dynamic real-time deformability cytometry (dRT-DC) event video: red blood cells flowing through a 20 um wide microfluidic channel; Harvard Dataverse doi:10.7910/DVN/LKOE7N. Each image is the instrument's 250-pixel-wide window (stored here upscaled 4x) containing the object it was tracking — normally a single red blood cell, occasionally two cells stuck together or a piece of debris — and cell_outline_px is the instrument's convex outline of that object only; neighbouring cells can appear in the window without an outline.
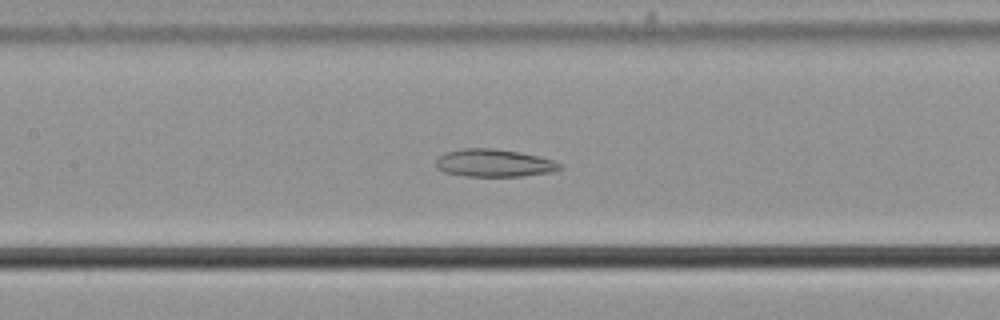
{"species": "common noctule bat (a hibernating species)", "species_latin": "Nyctalus noctula", "temperature_condition": "cold", "stored_images_in_passage": 52, "camera_frame_rate_fps": 3000, "um_per_image_px": 0.085, "animal": {"sex": "male", "body_mass_g": 21.5, "forearm_length_mm": 52.0}, "frame": {"image": 1, "passage_image": 22, "time_ms": 7.0, "image_size_px": [1000, 320], "cell_outline_px": [[564, 168], [552, 172], [524, 176], [464, 176], [444, 172], [436, 168], [436, 160], [440, 156], [448, 152], [464, 148], [496, 148], [520, 152], [552, 160], [564, 164]], "centroid_in_image_um": [42.03, 13.86], "position_along_channel_um": 165.4, "area_um2": 20.06}}
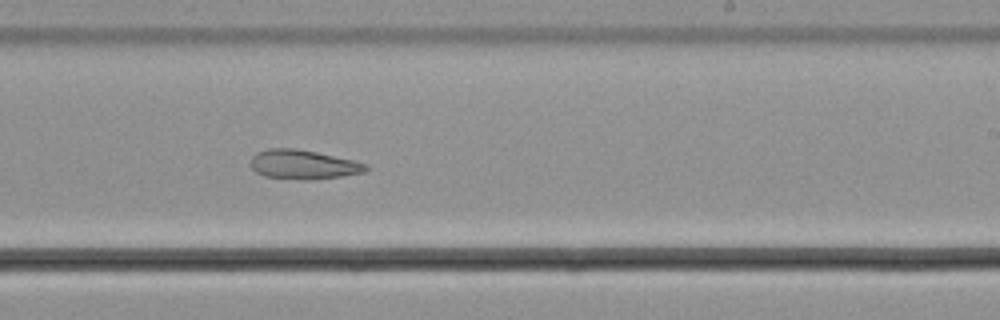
{"frame": {"image": 2, "passage_image": 30, "time_ms": 9.667, "image_size_px": [1000, 320], "cell_outline_px": [[368, 168], [364, 172], [340, 176], [308, 180], [304, 180], [264, 176], [256, 172], [252, 168], [252, 156], [256, 152], [268, 148], [296, 148], [316, 152], [352, 160], [368, 164]], "centroid_in_image_um": [25.75, 13.98], "position_along_channel_um": 263.2, "area_um2": 19.48}}
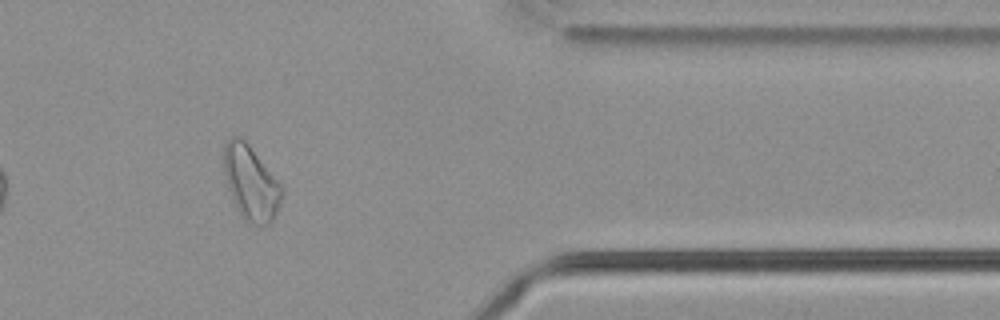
{"frame": {"image": 3, "passage_image": 42, "time_ms": 13.667, "image_size_px": [1000, 320], "cell_outline_px": [[284, 192], [280, 204], [272, 220], [268, 224], [248, 224], [240, 216], [236, 208], [228, 188], [224, 172], [224, 144], [232, 136], [240, 136], [248, 144], [284, 188]], "centroid_in_image_um": [21.32, 15.56], "position_along_channel_um": 390.1, "area_um2": 25.03}, "authors_computed_cell_mechanics": {"area_um2": 24.2471, "velocity_mm_per_s": 3.6763, "shape_relaxation_time_tau1_ms": null, "shape_relaxation_time_tau2_ms": 3.2019, "deformation_change_tau1": null, "deformation_change_tau2": 0.1084}}